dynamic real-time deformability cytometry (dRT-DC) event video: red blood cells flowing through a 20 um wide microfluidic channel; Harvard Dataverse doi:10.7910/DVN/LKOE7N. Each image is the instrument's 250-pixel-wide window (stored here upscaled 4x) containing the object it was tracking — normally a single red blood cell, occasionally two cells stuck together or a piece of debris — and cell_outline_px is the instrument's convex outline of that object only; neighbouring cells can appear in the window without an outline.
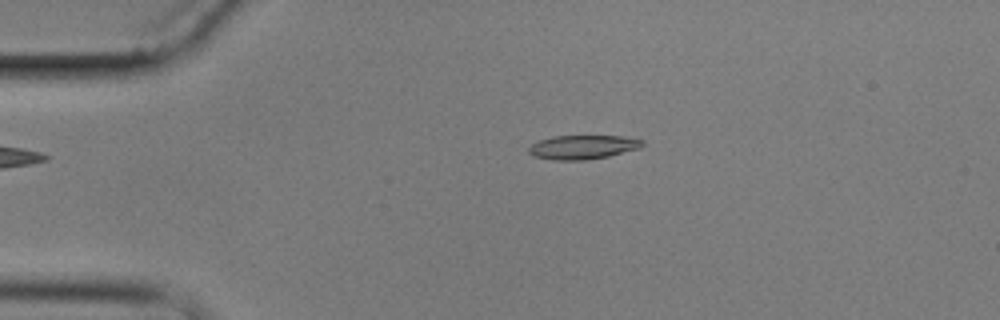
{"species": "common noctule bat (a hibernating species)", "species_latin": "Nyctalus noctula", "temperature_condition": "cold", "stored_images_in_passage": 3, "camera_frame_rate_fps": 3000, "um_per_image_px": 0.085, "animal": {"sex": "male", "body_mass_g": 17.9}, "frame": {"image": 1, "passage_image": 1, "time_ms": 0.0, "image_size_px": [1000, 320], "cell_outline_px": [[644, 144], [640, 148], [608, 156], [584, 160], [552, 160], [532, 156], [528, 152], [528, 148], [532, 144], [540, 140], [552, 136], [624, 136], [644, 140]], "centroid_in_image_um": [49.53, 12.5], "position_along_channel_um": 35.5, "area_um2": 15.95}}
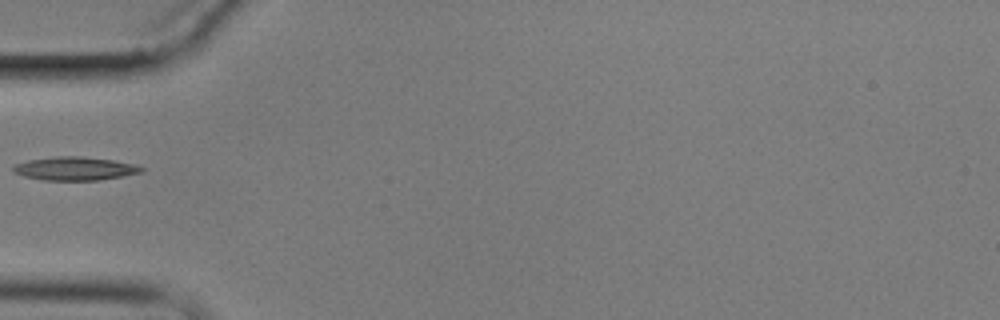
{"frame": {"image": 2, "passage_image": 3, "time_ms": 2.333, "image_size_px": [1000, 320], "cell_outline_px": [[144, 172], [124, 176], [96, 180], [44, 180], [24, 176], [12, 172], [12, 164], [28, 160], [56, 156], [80, 156], [112, 160], [132, 164], [144, 168]], "centroid_in_image_um": [6.32, 14.33], "position_along_channel_um": 78.7, "area_um2": 17.51}}